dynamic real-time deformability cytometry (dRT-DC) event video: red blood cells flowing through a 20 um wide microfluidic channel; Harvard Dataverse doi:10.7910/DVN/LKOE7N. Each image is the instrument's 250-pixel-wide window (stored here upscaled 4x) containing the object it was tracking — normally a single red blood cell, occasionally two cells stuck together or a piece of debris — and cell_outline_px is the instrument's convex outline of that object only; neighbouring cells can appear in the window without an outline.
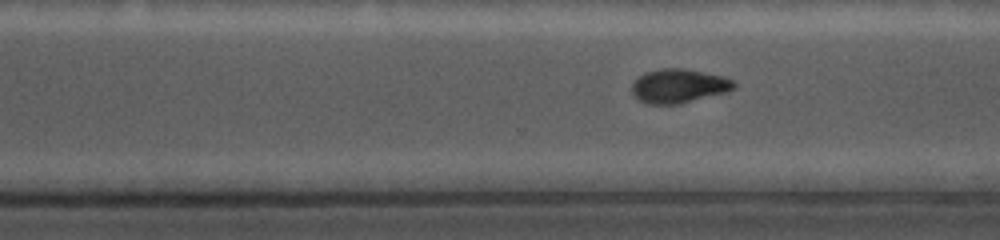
{"species": "common noctule bat (a hibernating species)", "species_latin": "Nyctalus noctula", "temperature_condition": "cold", "stored_images_in_passage": 33, "camera_frame_rate_fps": 5000, "um_per_image_px": 0.085, "animal": {"sex": "female", "body_mass_g": 19.0, "forearm_length_mm": 56.7}, "frame": {"image": 1, "passage_image": 28, "time_ms": 6.8, "image_size_px": [1000, 240], "cell_outline_px": [[736, 88], [728, 92], [676, 104], [648, 104], [640, 100], [632, 92], [632, 84], [644, 72], [660, 68], [680, 68], [724, 76], [732, 80], [736, 84]], "centroid_in_image_um": [57.71, 7.3], "position_along_channel_um": 312.9, "area_um2": 20.06}}